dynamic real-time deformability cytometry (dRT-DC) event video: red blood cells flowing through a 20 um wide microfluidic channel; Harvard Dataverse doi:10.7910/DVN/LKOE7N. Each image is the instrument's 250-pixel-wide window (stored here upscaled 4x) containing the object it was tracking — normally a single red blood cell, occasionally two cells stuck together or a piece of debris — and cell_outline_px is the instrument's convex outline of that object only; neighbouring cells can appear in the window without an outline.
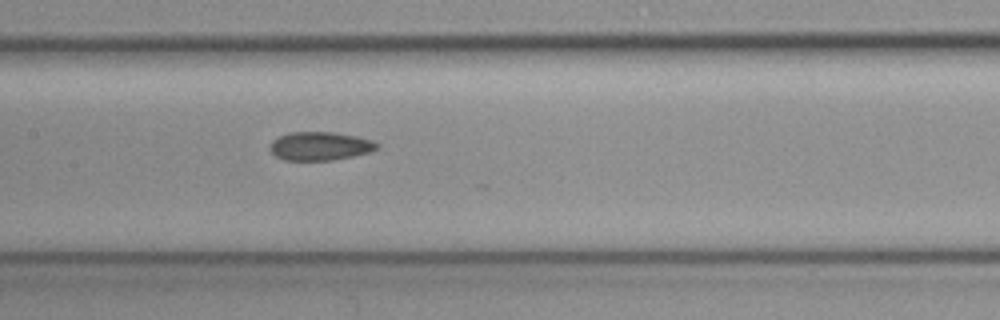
{"species": "common noctule bat (a hibernating species)", "species_latin": "Nyctalus noctula", "temperature_condition": "cold", "stored_images_in_passage": 6, "camera_frame_rate_fps": 3000, "um_per_image_px": 0.085, "animal": {"sex": "female", "body_mass_g": 19.3, "forearm_length_mm": 54.1}, "frame": {"image": 1, "passage_image": 6, "time_ms": 1.667, "image_size_px": [1000, 320], "cell_outline_px": [[380, 148], [372, 152], [332, 160], [284, 160], [276, 156], [268, 148], [272, 140], [288, 132], [332, 132], [356, 136], [372, 140], [380, 144]], "centroid_in_image_um": [27.22, 12.41], "position_along_channel_um": 180.2, "area_um2": 17.92}}